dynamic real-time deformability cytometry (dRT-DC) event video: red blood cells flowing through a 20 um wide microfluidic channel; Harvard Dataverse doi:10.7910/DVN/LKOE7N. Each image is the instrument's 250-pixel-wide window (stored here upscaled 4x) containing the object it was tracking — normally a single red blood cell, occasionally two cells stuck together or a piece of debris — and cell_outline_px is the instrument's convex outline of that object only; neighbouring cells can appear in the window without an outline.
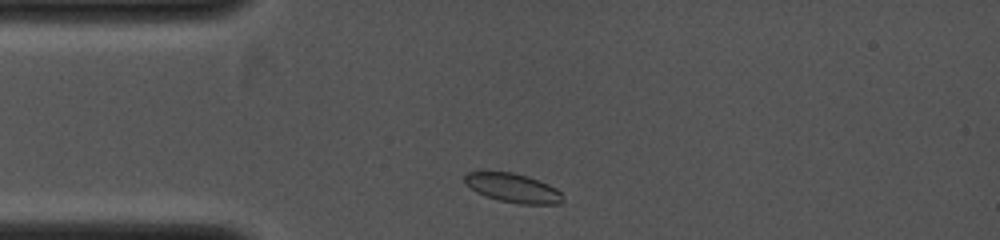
{"species": "common noctule bat (a hibernating species)", "species_latin": "Nyctalus noctula", "temperature_condition": "cold", "stored_images_in_passage": 24, "camera_frame_rate_fps": 4000, "um_per_image_px": 0.085, "animal": {"sex": "female", "body_mass_g": 19.0, "forearm_length_mm": 53.3}, "frame": {"image": 1, "passage_image": 2, "time_ms": 0.25, "image_size_px": [1000, 240], "cell_outline_px": [[564, 200], [560, 204], [520, 204], [500, 200], [476, 192], [464, 180], [464, 176], [468, 172], [512, 172], [528, 176], [548, 184], [556, 188], [564, 196]], "centroid_in_image_um": [43.66, 15.98], "position_along_channel_um": 41.3, "area_um2": 16.42}}
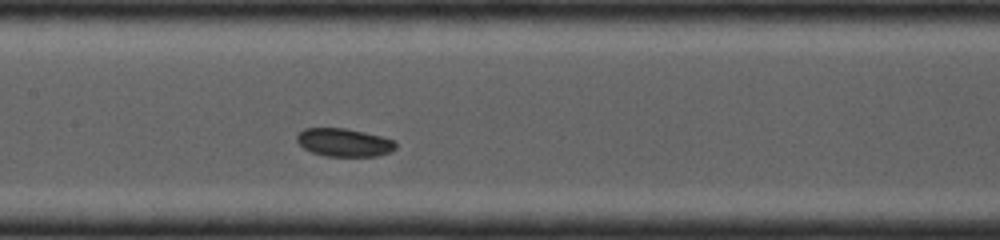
{"frame": {"image": 2, "passage_image": 13, "time_ms": 3.25, "image_size_px": [1000, 240], "cell_outline_px": [[396, 148], [388, 152], [376, 156], [324, 156], [312, 152], [304, 148], [296, 140], [296, 136], [304, 128], [344, 128], [364, 132], [396, 140]], "centroid_in_image_um": [29.24, 12.11], "position_along_channel_um": 178.2, "area_um2": 16.13}}
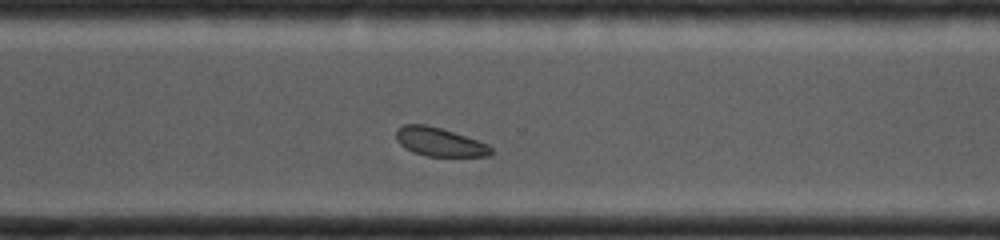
{"frame": {"image": 3, "passage_image": 24, "time_ms": 6.25, "image_size_px": [1000, 240], "cell_outline_px": [[492, 156], [424, 156], [412, 152], [404, 148], [396, 140], [396, 128], [404, 124], [428, 124], [488, 144], [492, 148]], "centroid_in_image_um": [37.31, 12.07], "position_along_channel_um": 333.3, "area_um2": 15.9}}